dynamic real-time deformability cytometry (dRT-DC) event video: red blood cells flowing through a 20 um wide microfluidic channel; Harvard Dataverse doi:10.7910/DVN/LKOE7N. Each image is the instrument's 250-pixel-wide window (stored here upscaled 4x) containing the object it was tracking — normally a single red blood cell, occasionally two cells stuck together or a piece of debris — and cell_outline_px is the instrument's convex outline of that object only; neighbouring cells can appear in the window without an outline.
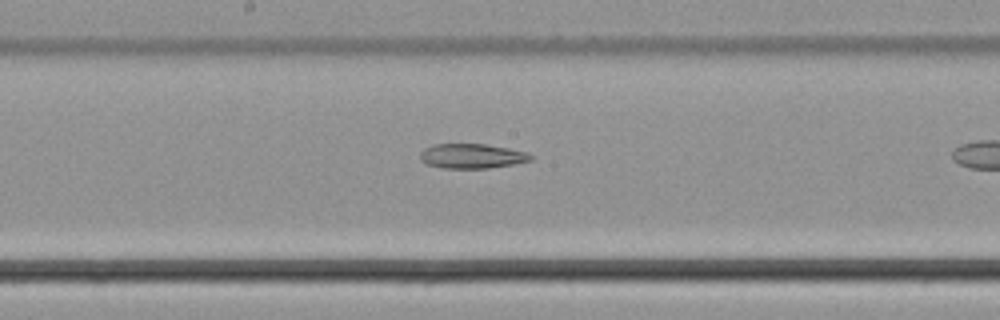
{"species": "common noctule bat (a hibernating species)", "species_latin": "Nyctalus noctula", "temperature_condition": "cold", "stored_images_in_passage": 27, "camera_frame_rate_fps": 3000, "um_per_image_px": 0.085, "animal": {"sex": "male", "body_mass_g": 21.5, "forearm_length_mm": 52.0}, "frame": {"image": 1, "passage_image": 20, "time_ms": 6.333, "image_size_px": [1000, 320], "cell_outline_px": [[532, 160], [512, 164], [488, 168], [440, 168], [424, 164], [420, 160], [420, 152], [424, 148], [432, 144], [484, 144], [508, 148], [528, 152], [532, 156]], "centroid_in_image_um": [40.05, 13.26], "position_along_channel_um": 208.1, "area_um2": 16.01}}
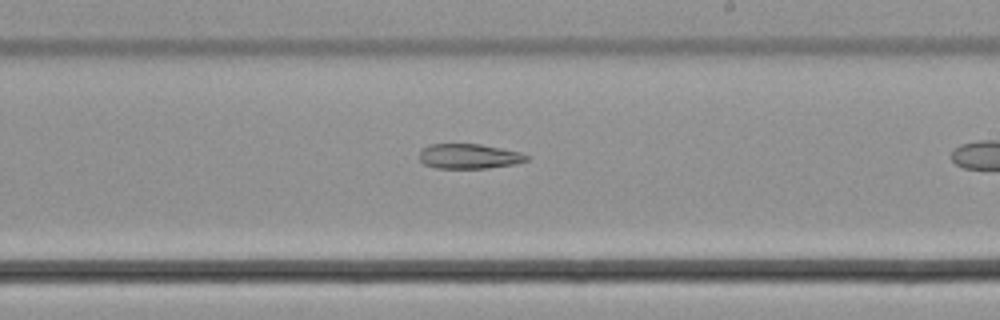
{"frame": {"image": 2, "passage_image": 23, "time_ms": 7.333, "image_size_px": [1000, 320], "cell_outline_px": [[528, 160], [516, 164], [488, 168], [436, 168], [424, 164], [420, 160], [420, 152], [428, 144], [480, 144], [520, 152], [528, 156]], "centroid_in_image_um": [39.87, 13.29], "position_along_channel_um": 249.1, "area_um2": 15.49}}